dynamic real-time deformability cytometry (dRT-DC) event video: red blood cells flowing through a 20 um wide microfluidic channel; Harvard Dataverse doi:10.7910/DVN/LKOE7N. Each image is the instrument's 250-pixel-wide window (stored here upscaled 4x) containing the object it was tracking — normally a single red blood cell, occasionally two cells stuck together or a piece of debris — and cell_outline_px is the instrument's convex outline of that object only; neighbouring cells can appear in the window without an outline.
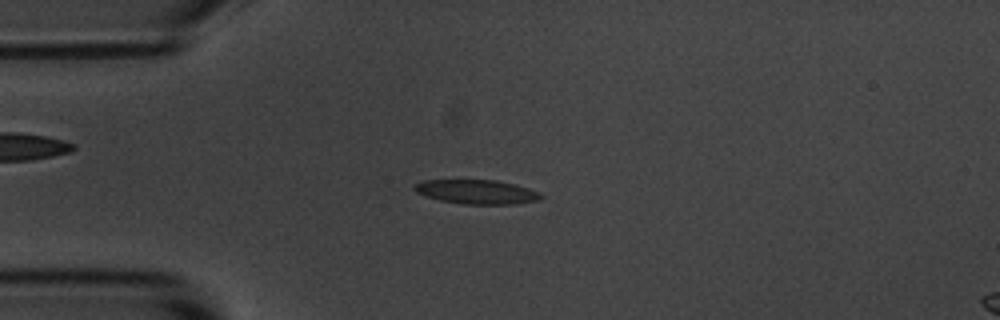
{"species": "common noctule bat (a hibernating species)", "species_latin": "Nyctalus noctula", "temperature_condition": "room temperature", "stored_images_in_passage": 55, "camera_frame_rate_fps": 3000, "um_per_image_px": 0.085, "animal": {"sex": "male", "body_mass_g": 20.1, "forearm_length_mm": 53.5}, "frame": {"image": 1, "passage_image": 13, "time_ms": 4.0, "image_size_px": [1000, 320], "cell_outline_px": [[544, 196], [540, 200], [516, 204], [464, 204], [440, 200], [424, 196], [416, 192], [412, 188], [416, 184], [424, 180], [496, 180], [516, 184], [540, 192]], "centroid_in_image_um": [40.55, 16.31], "position_along_channel_um": 44.4, "area_um2": 17.98}}
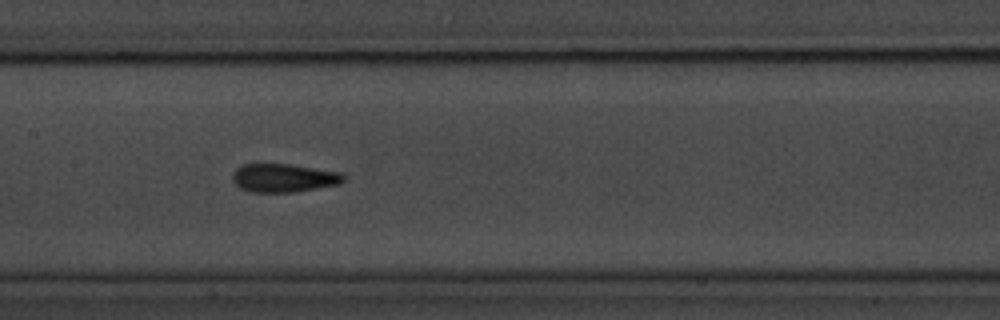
{"frame": {"image": 2, "passage_image": 26, "time_ms": 8.333, "image_size_px": [1000, 320], "cell_outline_px": [[348, 176], [340, 184], [292, 192], [252, 192], [240, 188], [232, 180], [232, 176], [236, 168], [244, 164], [288, 164], [344, 172]], "centroid_in_image_um": [24.16, 15.12], "position_along_channel_um": 183.2, "area_um2": 18.5}}
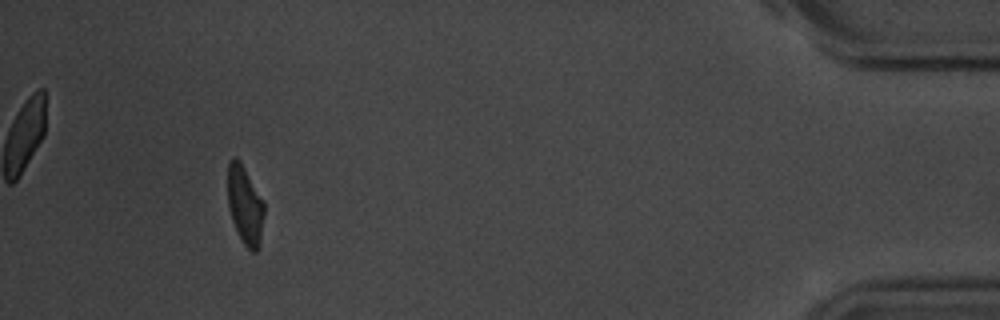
{"frame": {"image": 3, "passage_image": 51, "time_ms": 16.667, "image_size_px": [1000, 320], "cell_outline_px": [[264, 216], [260, 244], [256, 252], [252, 252], [244, 244], [232, 220], [228, 208], [228, 164], [236, 156], [240, 160], [264, 200]], "centroid_in_image_um": [20.84, 17.43], "position_along_channel_um": 414.4, "area_um2": 16.7}, "authors_computed_cell_mechanics": {"area_um2": 17.629, "velocity_mm_per_s": 3.5711, "shape_relaxation_time_tau1_ms": 3.5613, "shape_relaxation_time_tau2_ms": 2.1625, "deformation_change_tau1": 0.1794, "deformation_change_tau2": 0.103}}